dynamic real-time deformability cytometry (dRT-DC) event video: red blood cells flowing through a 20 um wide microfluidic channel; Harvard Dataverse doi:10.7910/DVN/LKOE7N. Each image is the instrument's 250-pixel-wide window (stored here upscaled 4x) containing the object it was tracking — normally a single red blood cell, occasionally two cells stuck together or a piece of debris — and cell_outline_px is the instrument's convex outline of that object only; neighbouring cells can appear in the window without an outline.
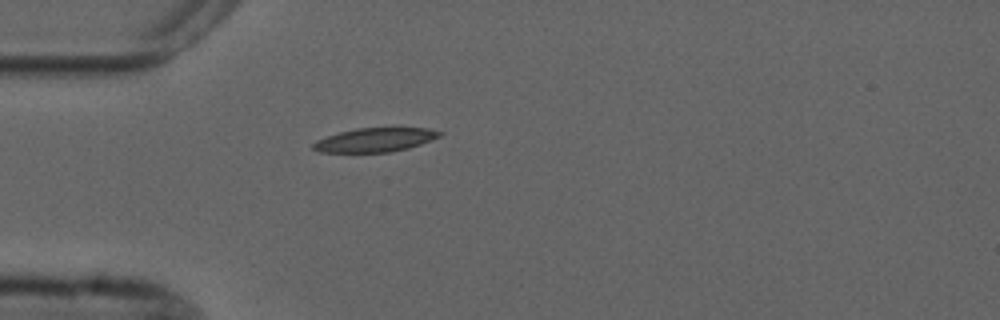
{"species": "common noctule bat (a hibernating species)", "species_latin": "Nyctalus noctula", "temperature_condition": "cold", "stored_images_in_passage": 1, "camera_frame_rate_fps": 3000, "um_per_image_px": 0.085, "animal": {"sex": "male", "forearm_length_mm": 52.5}, "frame": {"image": 1, "passage_image": 1, "time_ms": 0.0, "image_size_px": [1000, 320], "cell_outline_px": [[444, 132], [440, 136], [420, 144], [408, 148], [388, 152], [320, 152], [312, 148], [312, 144], [316, 140], [340, 132], [356, 128], [428, 128]], "centroid_in_image_um": [31.88, 11.89], "position_along_channel_um": 53.1, "area_um2": 17.46}}